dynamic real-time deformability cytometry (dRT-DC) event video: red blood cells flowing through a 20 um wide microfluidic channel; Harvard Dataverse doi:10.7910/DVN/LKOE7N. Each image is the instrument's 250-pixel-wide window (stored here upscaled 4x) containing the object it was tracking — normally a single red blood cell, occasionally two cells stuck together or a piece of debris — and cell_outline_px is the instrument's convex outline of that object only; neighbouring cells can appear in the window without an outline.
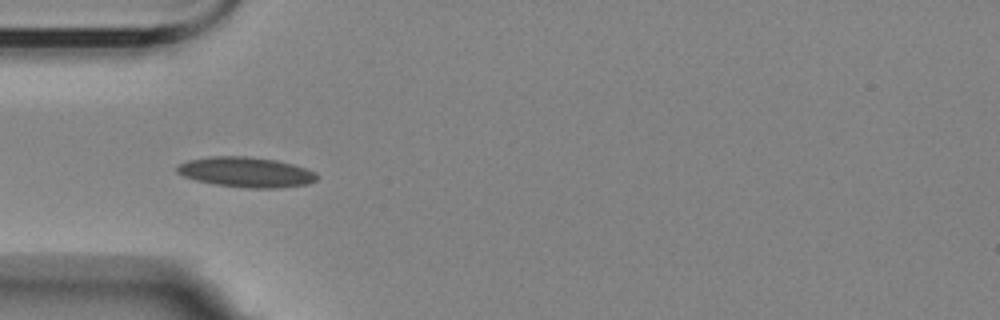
{"species": "Egyptian fruit bat (a non-hibernating species)", "species_latin": "Rousettus aegyptiacus", "temperature_condition": "room temperature", "stored_images_in_passage": 7, "camera_frame_rate_fps": 3000, "um_per_image_px": 0.085, "animal": {"sex": "female"}, "frame": {"image": 1, "passage_image": 2, "time_ms": 1.0, "image_size_px": [1000, 320], "cell_outline_px": [[316, 180], [308, 184], [276, 188], [248, 188], [216, 184], [196, 180], [184, 176], [176, 172], [176, 168], [180, 164], [188, 160], [208, 156], [248, 156], [276, 160], [292, 164], [316, 172]], "centroid_in_image_um": [20.9, 14.62], "position_along_channel_um": 64.1, "area_um2": 24.45}}
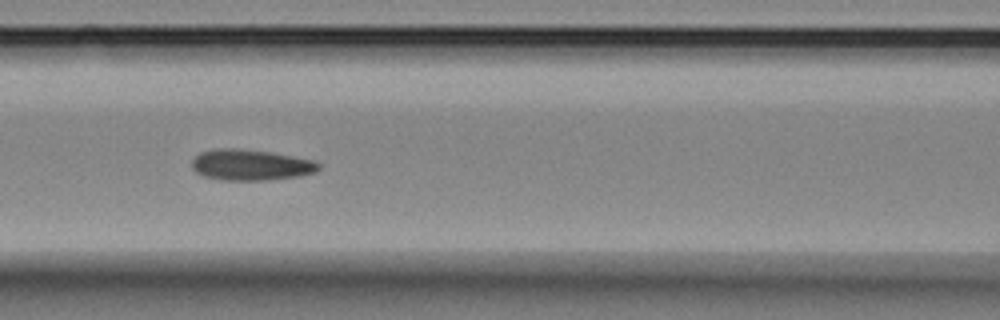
{"frame": {"image": 2, "passage_image": 4, "time_ms": 3.333, "image_size_px": [1000, 320], "cell_outline_px": [[320, 168], [316, 172], [300, 176], [264, 180], [220, 180], [204, 176], [196, 172], [192, 168], [192, 160], [200, 152], [220, 148], [236, 148], [272, 152], [316, 160], [320, 164]], "centroid_in_image_um": [21.34, 14.01], "position_along_channel_um": 145.3, "area_um2": 23.0}}
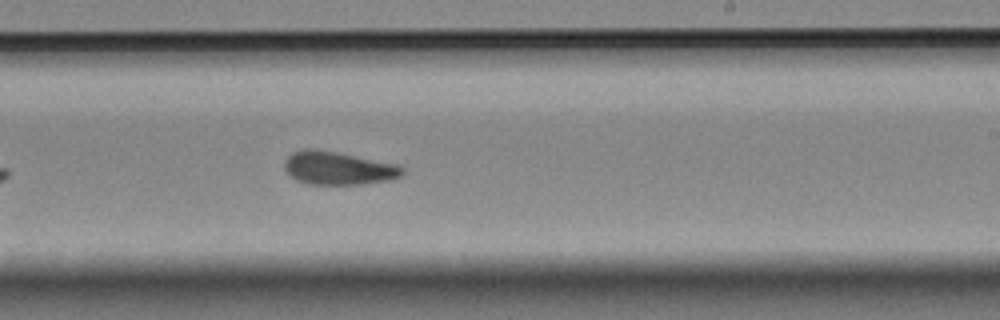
{"frame": {"image": 3, "passage_image": 7, "time_ms": 6.667, "image_size_px": [1000, 320], "cell_outline_px": [[404, 172], [400, 176], [388, 180], [360, 184], [308, 184], [296, 180], [284, 168], [284, 164], [288, 156], [292, 152], [304, 148], [312, 148], [336, 152], [396, 164], [404, 168]], "centroid_in_image_um": [28.72, 14.29], "position_along_channel_um": 260.3, "area_um2": 22.54}}